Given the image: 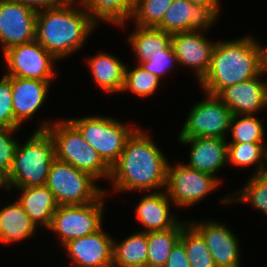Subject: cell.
<instances>
[{
  "label": "cell",
  "instance_id": "cell-36",
  "mask_svg": "<svg viewBox=\"0 0 267 267\" xmlns=\"http://www.w3.org/2000/svg\"><path fill=\"white\" fill-rule=\"evenodd\" d=\"M0 127L15 128L11 77L6 75L0 79Z\"/></svg>",
  "mask_w": 267,
  "mask_h": 267
},
{
  "label": "cell",
  "instance_id": "cell-12",
  "mask_svg": "<svg viewBox=\"0 0 267 267\" xmlns=\"http://www.w3.org/2000/svg\"><path fill=\"white\" fill-rule=\"evenodd\" d=\"M37 11L15 0H0V44L4 52L36 40Z\"/></svg>",
  "mask_w": 267,
  "mask_h": 267
},
{
  "label": "cell",
  "instance_id": "cell-5",
  "mask_svg": "<svg viewBox=\"0 0 267 267\" xmlns=\"http://www.w3.org/2000/svg\"><path fill=\"white\" fill-rule=\"evenodd\" d=\"M36 130H46L51 135L55 158L58 160L91 174L97 180L110 178L111 168L68 119L57 120L52 124L45 121Z\"/></svg>",
  "mask_w": 267,
  "mask_h": 267
},
{
  "label": "cell",
  "instance_id": "cell-7",
  "mask_svg": "<svg viewBox=\"0 0 267 267\" xmlns=\"http://www.w3.org/2000/svg\"><path fill=\"white\" fill-rule=\"evenodd\" d=\"M95 180L91 174L54 158L45 185L58 205H83L96 201L104 193Z\"/></svg>",
  "mask_w": 267,
  "mask_h": 267
},
{
  "label": "cell",
  "instance_id": "cell-42",
  "mask_svg": "<svg viewBox=\"0 0 267 267\" xmlns=\"http://www.w3.org/2000/svg\"><path fill=\"white\" fill-rule=\"evenodd\" d=\"M70 2H77L76 0H68ZM84 0H78V3H82Z\"/></svg>",
  "mask_w": 267,
  "mask_h": 267
},
{
  "label": "cell",
  "instance_id": "cell-40",
  "mask_svg": "<svg viewBox=\"0 0 267 267\" xmlns=\"http://www.w3.org/2000/svg\"><path fill=\"white\" fill-rule=\"evenodd\" d=\"M262 64H263V74L267 73V46L262 45Z\"/></svg>",
  "mask_w": 267,
  "mask_h": 267
},
{
  "label": "cell",
  "instance_id": "cell-8",
  "mask_svg": "<svg viewBox=\"0 0 267 267\" xmlns=\"http://www.w3.org/2000/svg\"><path fill=\"white\" fill-rule=\"evenodd\" d=\"M107 191L91 203L83 205H59L53 214L49 230L56 232L62 246L70 240L98 231L102 225L104 198Z\"/></svg>",
  "mask_w": 267,
  "mask_h": 267
},
{
  "label": "cell",
  "instance_id": "cell-27",
  "mask_svg": "<svg viewBox=\"0 0 267 267\" xmlns=\"http://www.w3.org/2000/svg\"><path fill=\"white\" fill-rule=\"evenodd\" d=\"M82 4L97 23L104 20L123 27L130 19L134 0H84Z\"/></svg>",
  "mask_w": 267,
  "mask_h": 267
},
{
  "label": "cell",
  "instance_id": "cell-19",
  "mask_svg": "<svg viewBox=\"0 0 267 267\" xmlns=\"http://www.w3.org/2000/svg\"><path fill=\"white\" fill-rule=\"evenodd\" d=\"M50 83L37 79L11 77L15 128H19L43 105L47 98Z\"/></svg>",
  "mask_w": 267,
  "mask_h": 267
},
{
  "label": "cell",
  "instance_id": "cell-10",
  "mask_svg": "<svg viewBox=\"0 0 267 267\" xmlns=\"http://www.w3.org/2000/svg\"><path fill=\"white\" fill-rule=\"evenodd\" d=\"M220 181L219 178L192 169L185 163L174 166L168 164L165 191L175 205L192 206L215 190Z\"/></svg>",
  "mask_w": 267,
  "mask_h": 267
},
{
  "label": "cell",
  "instance_id": "cell-24",
  "mask_svg": "<svg viewBox=\"0 0 267 267\" xmlns=\"http://www.w3.org/2000/svg\"><path fill=\"white\" fill-rule=\"evenodd\" d=\"M112 267H147V233L136 232L121 242L113 239Z\"/></svg>",
  "mask_w": 267,
  "mask_h": 267
},
{
  "label": "cell",
  "instance_id": "cell-35",
  "mask_svg": "<svg viewBox=\"0 0 267 267\" xmlns=\"http://www.w3.org/2000/svg\"><path fill=\"white\" fill-rule=\"evenodd\" d=\"M173 64L177 65L178 61L171 45L165 51L153 53L149 60L141 62L139 65L161 79L170 69H175Z\"/></svg>",
  "mask_w": 267,
  "mask_h": 267
},
{
  "label": "cell",
  "instance_id": "cell-15",
  "mask_svg": "<svg viewBox=\"0 0 267 267\" xmlns=\"http://www.w3.org/2000/svg\"><path fill=\"white\" fill-rule=\"evenodd\" d=\"M202 235L216 267H240V249L237 236L219 221H189Z\"/></svg>",
  "mask_w": 267,
  "mask_h": 267
},
{
  "label": "cell",
  "instance_id": "cell-13",
  "mask_svg": "<svg viewBox=\"0 0 267 267\" xmlns=\"http://www.w3.org/2000/svg\"><path fill=\"white\" fill-rule=\"evenodd\" d=\"M217 15L209 6L198 5L190 0H173L156 27L169 34L187 31H205L216 22Z\"/></svg>",
  "mask_w": 267,
  "mask_h": 267
},
{
  "label": "cell",
  "instance_id": "cell-31",
  "mask_svg": "<svg viewBox=\"0 0 267 267\" xmlns=\"http://www.w3.org/2000/svg\"><path fill=\"white\" fill-rule=\"evenodd\" d=\"M229 131L232 135L229 143H264L265 140L264 125L254 115H232Z\"/></svg>",
  "mask_w": 267,
  "mask_h": 267
},
{
  "label": "cell",
  "instance_id": "cell-1",
  "mask_svg": "<svg viewBox=\"0 0 267 267\" xmlns=\"http://www.w3.org/2000/svg\"><path fill=\"white\" fill-rule=\"evenodd\" d=\"M146 131L137 128L111 167L115 192L154 191L166 188L168 160ZM164 187V188H163Z\"/></svg>",
  "mask_w": 267,
  "mask_h": 267
},
{
  "label": "cell",
  "instance_id": "cell-14",
  "mask_svg": "<svg viewBox=\"0 0 267 267\" xmlns=\"http://www.w3.org/2000/svg\"><path fill=\"white\" fill-rule=\"evenodd\" d=\"M102 228L63 245L74 267L113 266V238Z\"/></svg>",
  "mask_w": 267,
  "mask_h": 267
},
{
  "label": "cell",
  "instance_id": "cell-3",
  "mask_svg": "<svg viewBox=\"0 0 267 267\" xmlns=\"http://www.w3.org/2000/svg\"><path fill=\"white\" fill-rule=\"evenodd\" d=\"M262 72V45L252 36L216 41L209 71L199 84L204 93L218 95L224 88L250 80Z\"/></svg>",
  "mask_w": 267,
  "mask_h": 267
},
{
  "label": "cell",
  "instance_id": "cell-18",
  "mask_svg": "<svg viewBox=\"0 0 267 267\" xmlns=\"http://www.w3.org/2000/svg\"><path fill=\"white\" fill-rule=\"evenodd\" d=\"M182 144L191 145L189 163L192 169L205 172L216 177L218 172L228 163V142L226 139L195 137L179 139Z\"/></svg>",
  "mask_w": 267,
  "mask_h": 267
},
{
  "label": "cell",
  "instance_id": "cell-33",
  "mask_svg": "<svg viewBox=\"0 0 267 267\" xmlns=\"http://www.w3.org/2000/svg\"><path fill=\"white\" fill-rule=\"evenodd\" d=\"M125 70V82L122 91H129L140 96L147 97L155 93L159 86L160 78L148 70L142 68L139 64L132 69Z\"/></svg>",
  "mask_w": 267,
  "mask_h": 267
},
{
  "label": "cell",
  "instance_id": "cell-23",
  "mask_svg": "<svg viewBox=\"0 0 267 267\" xmlns=\"http://www.w3.org/2000/svg\"><path fill=\"white\" fill-rule=\"evenodd\" d=\"M37 227L18 200L0 210L1 244H12L32 238Z\"/></svg>",
  "mask_w": 267,
  "mask_h": 267
},
{
  "label": "cell",
  "instance_id": "cell-41",
  "mask_svg": "<svg viewBox=\"0 0 267 267\" xmlns=\"http://www.w3.org/2000/svg\"><path fill=\"white\" fill-rule=\"evenodd\" d=\"M2 187H3V189L5 188L4 178H2V177L0 176V188H2Z\"/></svg>",
  "mask_w": 267,
  "mask_h": 267
},
{
  "label": "cell",
  "instance_id": "cell-26",
  "mask_svg": "<svg viewBox=\"0 0 267 267\" xmlns=\"http://www.w3.org/2000/svg\"><path fill=\"white\" fill-rule=\"evenodd\" d=\"M187 222H179L166 231L147 233L148 255L147 267H164L172 248L180 240L181 230Z\"/></svg>",
  "mask_w": 267,
  "mask_h": 267
},
{
  "label": "cell",
  "instance_id": "cell-11",
  "mask_svg": "<svg viewBox=\"0 0 267 267\" xmlns=\"http://www.w3.org/2000/svg\"><path fill=\"white\" fill-rule=\"evenodd\" d=\"M7 71L4 75L51 82L57 59L36 40L15 45L3 52Z\"/></svg>",
  "mask_w": 267,
  "mask_h": 267
},
{
  "label": "cell",
  "instance_id": "cell-9",
  "mask_svg": "<svg viewBox=\"0 0 267 267\" xmlns=\"http://www.w3.org/2000/svg\"><path fill=\"white\" fill-rule=\"evenodd\" d=\"M205 94L206 99L190 109L178 139L195 137L226 139L232 112L217 95Z\"/></svg>",
  "mask_w": 267,
  "mask_h": 267
},
{
  "label": "cell",
  "instance_id": "cell-16",
  "mask_svg": "<svg viewBox=\"0 0 267 267\" xmlns=\"http://www.w3.org/2000/svg\"><path fill=\"white\" fill-rule=\"evenodd\" d=\"M171 45L178 65L195 69L200 82L209 71L216 43L210 42L202 31H187L172 34Z\"/></svg>",
  "mask_w": 267,
  "mask_h": 267
},
{
  "label": "cell",
  "instance_id": "cell-22",
  "mask_svg": "<svg viewBox=\"0 0 267 267\" xmlns=\"http://www.w3.org/2000/svg\"><path fill=\"white\" fill-rule=\"evenodd\" d=\"M94 81L107 94L122 92L126 66L115 55L98 53L87 58Z\"/></svg>",
  "mask_w": 267,
  "mask_h": 267
},
{
  "label": "cell",
  "instance_id": "cell-21",
  "mask_svg": "<svg viewBox=\"0 0 267 267\" xmlns=\"http://www.w3.org/2000/svg\"><path fill=\"white\" fill-rule=\"evenodd\" d=\"M22 194L17 199L31 221L37 226L49 228L58 203L52 191L46 186L15 188ZM21 190V191H20Z\"/></svg>",
  "mask_w": 267,
  "mask_h": 267
},
{
  "label": "cell",
  "instance_id": "cell-17",
  "mask_svg": "<svg viewBox=\"0 0 267 267\" xmlns=\"http://www.w3.org/2000/svg\"><path fill=\"white\" fill-rule=\"evenodd\" d=\"M262 74L226 87L217 95L232 115H256L267 108V81L261 80Z\"/></svg>",
  "mask_w": 267,
  "mask_h": 267
},
{
  "label": "cell",
  "instance_id": "cell-25",
  "mask_svg": "<svg viewBox=\"0 0 267 267\" xmlns=\"http://www.w3.org/2000/svg\"><path fill=\"white\" fill-rule=\"evenodd\" d=\"M172 34L166 33L156 27H139L128 36L139 63L147 61L153 53L162 52L171 46Z\"/></svg>",
  "mask_w": 267,
  "mask_h": 267
},
{
  "label": "cell",
  "instance_id": "cell-39",
  "mask_svg": "<svg viewBox=\"0 0 267 267\" xmlns=\"http://www.w3.org/2000/svg\"><path fill=\"white\" fill-rule=\"evenodd\" d=\"M194 4L207 5L209 6L217 15L219 12V0H190Z\"/></svg>",
  "mask_w": 267,
  "mask_h": 267
},
{
  "label": "cell",
  "instance_id": "cell-20",
  "mask_svg": "<svg viewBox=\"0 0 267 267\" xmlns=\"http://www.w3.org/2000/svg\"><path fill=\"white\" fill-rule=\"evenodd\" d=\"M170 199L165 191L149 192L136 206V216L145 229L142 232L166 231L174 228L179 219L170 212Z\"/></svg>",
  "mask_w": 267,
  "mask_h": 267
},
{
  "label": "cell",
  "instance_id": "cell-29",
  "mask_svg": "<svg viewBox=\"0 0 267 267\" xmlns=\"http://www.w3.org/2000/svg\"><path fill=\"white\" fill-rule=\"evenodd\" d=\"M179 241L184 245L191 267H216L204 238L190 223L182 228Z\"/></svg>",
  "mask_w": 267,
  "mask_h": 267
},
{
  "label": "cell",
  "instance_id": "cell-32",
  "mask_svg": "<svg viewBox=\"0 0 267 267\" xmlns=\"http://www.w3.org/2000/svg\"><path fill=\"white\" fill-rule=\"evenodd\" d=\"M173 0H134L130 16L136 26L157 27Z\"/></svg>",
  "mask_w": 267,
  "mask_h": 267
},
{
  "label": "cell",
  "instance_id": "cell-34",
  "mask_svg": "<svg viewBox=\"0 0 267 267\" xmlns=\"http://www.w3.org/2000/svg\"><path fill=\"white\" fill-rule=\"evenodd\" d=\"M19 128L0 127V176L5 178L11 171L18 146L12 134Z\"/></svg>",
  "mask_w": 267,
  "mask_h": 267
},
{
  "label": "cell",
  "instance_id": "cell-30",
  "mask_svg": "<svg viewBox=\"0 0 267 267\" xmlns=\"http://www.w3.org/2000/svg\"><path fill=\"white\" fill-rule=\"evenodd\" d=\"M227 196L220 200L221 203L248 202L267 215V172L252 175L243 188Z\"/></svg>",
  "mask_w": 267,
  "mask_h": 267
},
{
  "label": "cell",
  "instance_id": "cell-38",
  "mask_svg": "<svg viewBox=\"0 0 267 267\" xmlns=\"http://www.w3.org/2000/svg\"><path fill=\"white\" fill-rule=\"evenodd\" d=\"M35 11H41L48 8H54L66 3L68 0H15Z\"/></svg>",
  "mask_w": 267,
  "mask_h": 267
},
{
  "label": "cell",
  "instance_id": "cell-6",
  "mask_svg": "<svg viewBox=\"0 0 267 267\" xmlns=\"http://www.w3.org/2000/svg\"><path fill=\"white\" fill-rule=\"evenodd\" d=\"M68 120L110 168L118 161L127 139L137 129L109 116L90 115Z\"/></svg>",
  "mask_w": 267,
  "mask_h": 267
},
{
  "label": "cell",
  "instance_id": "cell-37",
  "mask_svg": "<svg viewBox=\"0 0 267 267\" xmlns=\"http://www.w3.org/2000/svg\"><path fill=\"white\" fill-rule=\"evenodd\" d=\"M164 267H191L184 245L180 241L172 248Z\"/></svg>",
  "mask_w": 267,
  "mask_h": 267
},
{
  "label": "cell",
  "instance_id": "cell-2",
  "mask_svg": "<svg viewBox=\"0 0 267 267\" xmlns=\"http://www.w3.org/2000/svg\"><path fill=\"white\" fill-rule=\"evenodd\" d=\"M70 2L37 12L36 41L57 60L83 47L98 23L82 3ZM79 8V9H78Z\"/></svg>",
  "mask_w": 267,
  "mask_h": 267
},
{
  "label": "cell",
  "instance_id": "cell-28",
  "mask_svg": "<svg viewBox=\"0 0 267 267\" xmlns=\"http://www.w3.org/2000/svg\"><path fill=\"white\" fill-rule=\"evenodd\" d=\"M228 162L237 167L255 166L253 175L267 172V143H228Z\"/></svg>",
  "mask_w": 267,
  "mask_h": 267
},
{
  "label": "cell",
  "instance_id": "cell-4",
  "mask_svg": "<svg viewBox=\"0 0 267 267\" xmlns=\"http://www.w3.org/2000/svg\"><path fill=\"white\" fill-rule=\"evenodd\" d=\"M54 143L46 130H36L22 145L18 143L13 165L4 178L5 189L45 185L53 159Z\"/></svg>",
  "mask_w": 267,
  "mask_h": 267
}]
</instances>
